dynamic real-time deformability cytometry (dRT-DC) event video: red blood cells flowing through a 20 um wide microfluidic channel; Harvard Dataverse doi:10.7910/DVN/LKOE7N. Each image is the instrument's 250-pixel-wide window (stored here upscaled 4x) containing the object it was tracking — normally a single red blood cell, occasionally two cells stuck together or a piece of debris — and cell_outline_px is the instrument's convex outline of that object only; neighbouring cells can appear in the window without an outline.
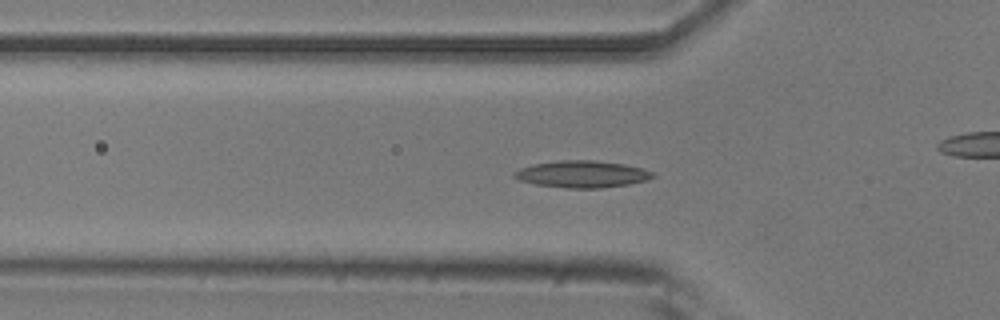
{"species": "common noctule bat (a hibernating species)", "species_latin": "Nyctalus noctula", "temperature_condition": "room temperature", "stored_images_in_passage": 54, "camera_frame_rate_fps": 3000, "um_per_image_px": 0.085, "animal": {"sex": "male", "body_mass_g": 20.5, "forearm_length_mm": 52.5}, "frame": {"image": 1, "passage_image": 17, "time_ms": 5.333, "image_size_px": [1000, 320], "cell_outline_px": [[656, 176], [648, 180], [628, 184], [600, 188], [568, 188], [536, 184], [520, 180], [512, 176], [512, 172], [520, 168], [536, 164], [560, 160], [596, 160], [624, 164], [644, 168], [652, 172]], "centroid_in_image_um": [49.5, 14.8], "position_along_channel_um": 76.3, "area_um2": 21.68}}
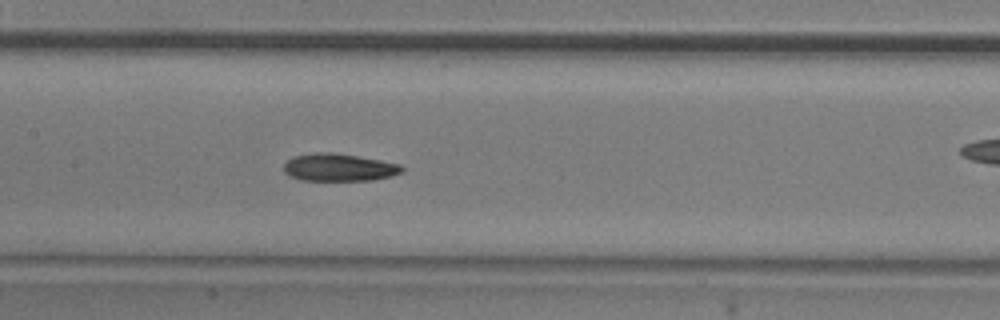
{"frame": {"image": 2, "passage_image": 25, "time_ms": 8.0, "image_size_px": [1000, 320], "cell_outline_px": [[404, 172], [392, 176], [372, 180], [300, 180], [288, 176], [284, 172], [284, 164], [292, 156], [312, 152], [332, 152], [380, 160], [400, 164], [404, 168]], "centroid_in_image_um": [28.79, 14.23], "position_along_channel_um": 178.6, "area_um2": 19.13}}
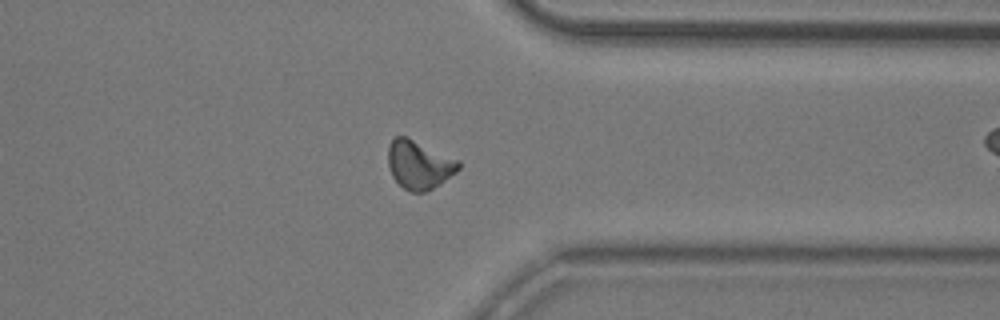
{"frame": {"image": 3, "passage_image": 41, "time_ms": 13.333, "image_size_px": [1000, 320], "cell_outline_px": [[460, 168], [456, 172], [440, 184], [424, 192], [408, 192], [392, 176], [388, 164], [388, 148], [392, 140], [396, 136], [408, 136], [460, 160]], "centroid_in_image_um": [35.64, 13.98], "position_along_channel_um": 375.8, "area_um2": 20.06}, "authors_computed_cell_mechanics": {"area_um2": 19.3341, "velocity_mm_per_s": 3.7866, "shape_relaxation_time_tau1_ms": 7.4415, "shape_relaxation_time_tau2_ms": 3.8757, "deformation_change_tau1": 0.1951, "deformation_change_tau2": 0.1163}}